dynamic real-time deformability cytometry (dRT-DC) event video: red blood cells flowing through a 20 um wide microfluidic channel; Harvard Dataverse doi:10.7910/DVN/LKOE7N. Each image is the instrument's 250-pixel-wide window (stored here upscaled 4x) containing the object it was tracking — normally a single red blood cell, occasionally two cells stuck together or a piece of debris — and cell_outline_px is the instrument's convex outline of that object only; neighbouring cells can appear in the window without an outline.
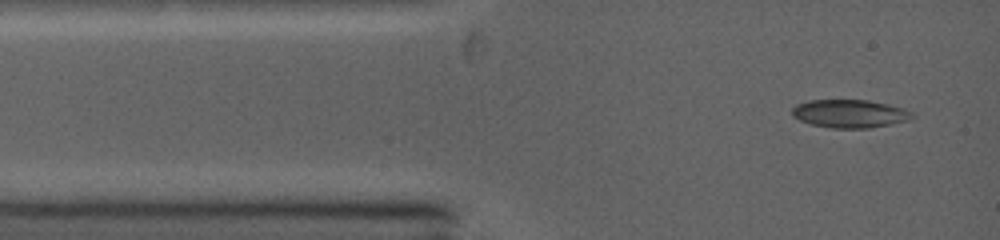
{"species": "common noctule bat (a hibernating species)", "species_latin": "Nyctalus noctula", "temperature_condition": "warm", "stored_images_in_passage": 4, "camera_frame_rate_fps": 5000, "um_per_image_px": 0.085, "animal": {"sex": "female", "body_mass_g": 19.0, "forearm_length_mm": 53.3}, "frame": {"image": 1, "passage_image": 1, "time_ms": 0.0, "image_size_px": [1000, 240], "cell_outline_px": [[916, 116], [908, 120], [868, 128], [832, 128], [812, 124], [800, 120], [792, 116], [792, 108], [796, 104], [808, 100], [868, 100], [888, 104], [904, 108], [912, 112]], "centroid_in_image_um": [72.22, 9.65], "position_along_channel_um": 12.8, "area_um2": 19.65}}
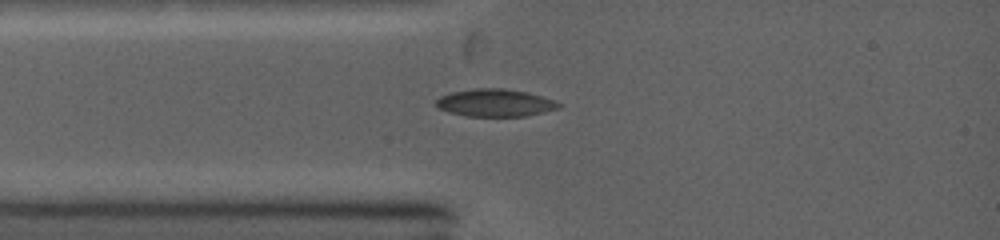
{"frame": {"image": 2, "passage_image": 3, "time_ms": 1.6, "image_size_px": [1000, 240], "cell_outline_px": [[564, 104], [560, 108], [544, 112], [524, 116], [468, 116], [448, 112], [436, 108], [436, 100], [440, 96], [452, 92], [476, 88], [504, 88], [528, 92], [556, 100]], "centroid_in_image_um": [42.12, 8.73], "position_along_channel_um": 42.9, "area_um2": 19.88}}